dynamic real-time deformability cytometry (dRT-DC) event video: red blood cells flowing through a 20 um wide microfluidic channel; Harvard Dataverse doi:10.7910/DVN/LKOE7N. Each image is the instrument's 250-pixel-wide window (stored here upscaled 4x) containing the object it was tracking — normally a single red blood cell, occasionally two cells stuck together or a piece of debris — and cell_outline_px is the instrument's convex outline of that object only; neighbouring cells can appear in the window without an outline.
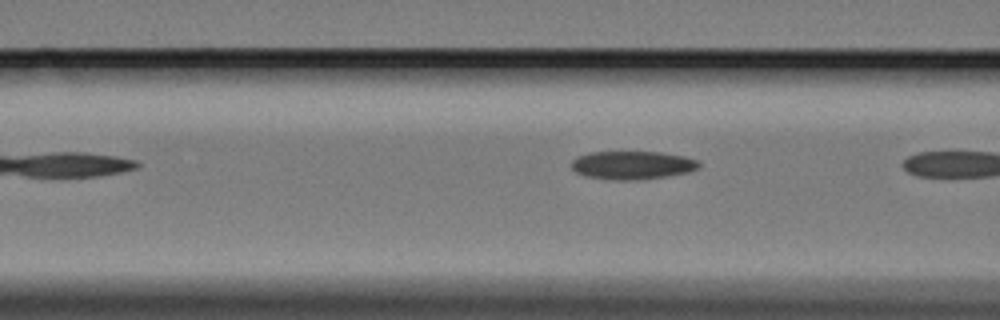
{"species": "Egyptian fruit bat (a non-hibernating species)", "species_latin": "Rousettus aegyptiacus", "temperature_condition": "cold", "stored_images_in_passage": 10, "camera_frame_rate_fps": 3000, "um_per_image_px": 0.085, "animal": {"sex": "female"}, "frame": {"image": 1, "passage_image": 9, "time_ms": 2.667, "image_size_px": [1000, 320], "cell_outline_px": [[700, 168], [688, 172], [668, 176], [640, 180], [604, 180], [584, 176], [576, 172], [572, 168], [572, 160], [588, 152], [660, 152], [684, 156], [700, 160]], "centroid_in_image_um": [53.77, 14.05], "position_along_channel_um": 112.8, "area_um2": 21.33}}